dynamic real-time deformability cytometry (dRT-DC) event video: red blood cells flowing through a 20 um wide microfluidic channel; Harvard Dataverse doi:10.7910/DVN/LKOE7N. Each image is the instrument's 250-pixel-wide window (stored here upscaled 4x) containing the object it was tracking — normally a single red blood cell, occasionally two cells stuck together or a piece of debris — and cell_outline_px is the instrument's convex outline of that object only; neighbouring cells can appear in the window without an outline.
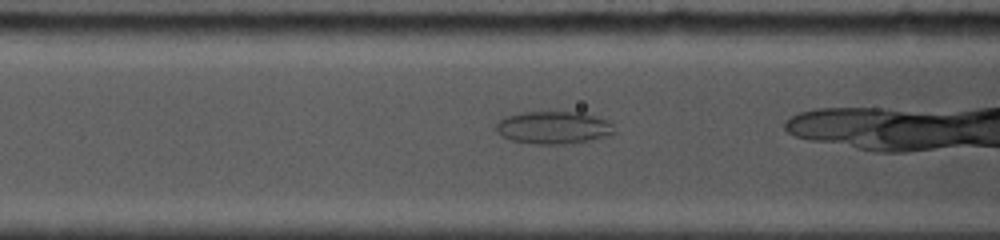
{"species": "common noctule bat (a hibernating species)", "species_latin": "Nyctalus noctula", "temperature_condition": "cold", "stored_images_in_passage": 19, "camera_frame_rate_fps": 5000, "um_per_image_px": 0.085, "animal": {"sex": "female", "body_mass_g": 19.0, "forearm_length_mm": 53.3}, "frame": {"image": 1, "passage_image": 4, "time_ms": 1.4, "image_size_px": [1000, 240], "cell_outline_px": [[616, 132], [604, 136], [588, 140], [568, 144], [536, 144], [512, 140], [500, 136], [496, 132], [496, 124], [500, 120], [508, 116], [520, 112], [584, 112], [608, 120], [612, 124]], "centroid_in_image_um": [47.04, 10.84], "position_along_channel_um": 119.6, "area_um2": 22.48}}
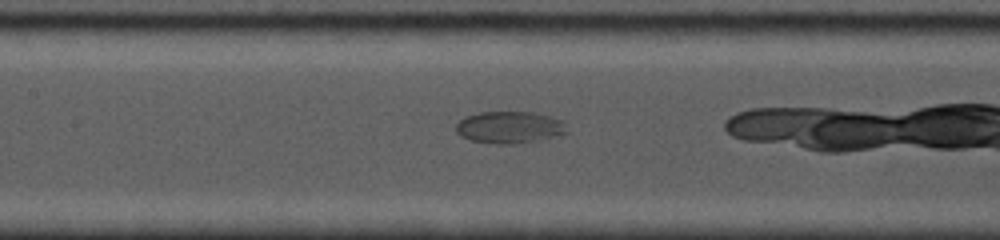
{"frame": {"image": 2, "passage_image": 6, "time_ms": 2.6, "image_size_px": [1000, 240], "cell_outline_px": [[568, 132], [540, 140], [516, 144], [496, 144], [468, 140], [460, 136], [456, 132], [456, 124], [464, 116], [480, 112], [532, 112], [564, 120]], "centroid_in_image_um": [43.28, 10.83], "position_along_channel_um": 164.1, "area_um2": 20.87}}